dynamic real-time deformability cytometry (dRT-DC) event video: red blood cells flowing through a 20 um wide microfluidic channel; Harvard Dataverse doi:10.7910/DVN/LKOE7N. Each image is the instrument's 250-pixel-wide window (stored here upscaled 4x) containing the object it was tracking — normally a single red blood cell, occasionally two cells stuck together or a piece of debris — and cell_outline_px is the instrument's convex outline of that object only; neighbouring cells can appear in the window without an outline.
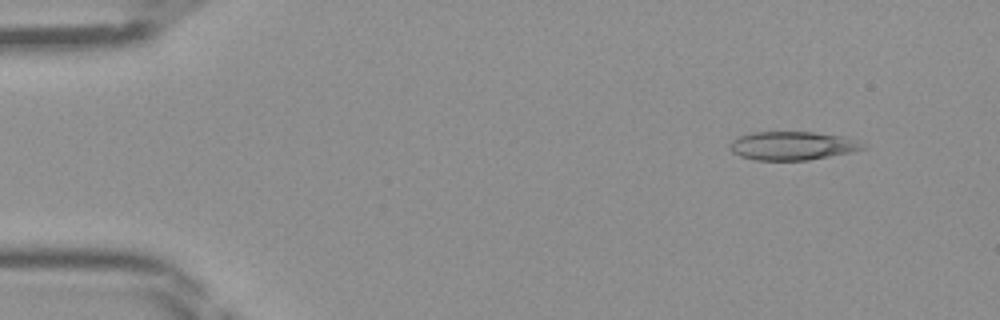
{"species": "Egyptian fruit bat (a non-hibernating species)", "species_latin": "Rousettus aegyptiacus", "temperature_condition": "room temperature", "stored_images_in_passage": 46, "camera_frame_rate_fps": 3000, "um_per_image_px": 0.085, "frame": {"image": 1, "passage_image": 5, "time_ms": 1.333, "image_size_px": [1000, 320], "cell_outline_px": [[868, 148], [852, 152], [808, 160], [752, 160], [740, 156], [732, 152], [732, 140], [740, 136], [752, 132], [812, 132], [844, 136], [868, 144]], "centroid_in_image_um": [67.43, 12.39], "position_along_channel_um": 17.6, "area_um2": 22.2}}
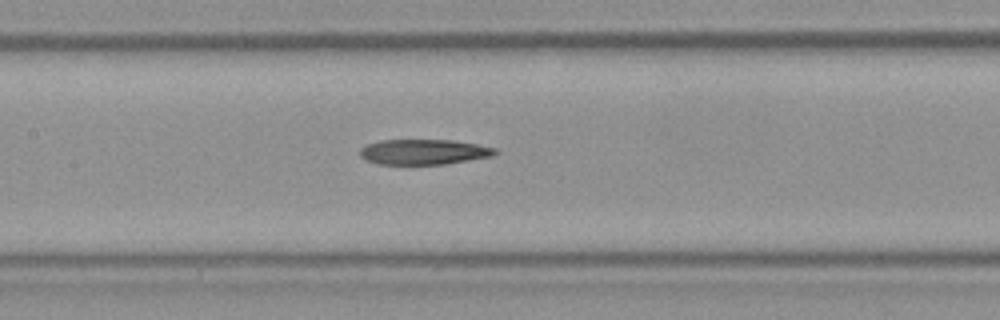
{"frame": {"image": 2, "passage_image": 22, "time_ms": 7.0, "image_size_px": [1000, 320], "cell_outline_px": [[500, 152], [492, 156], [444, 164], [380, 164], [364, 160], [360, 156], [360, 148], [368, 144], [380, 140], [452, 140], [476, 144], [496, 148]], "centroid_in_image_um": [36.01, 12.91], "position_along_channel_um": 171.4, "area_um2": 19.88}}
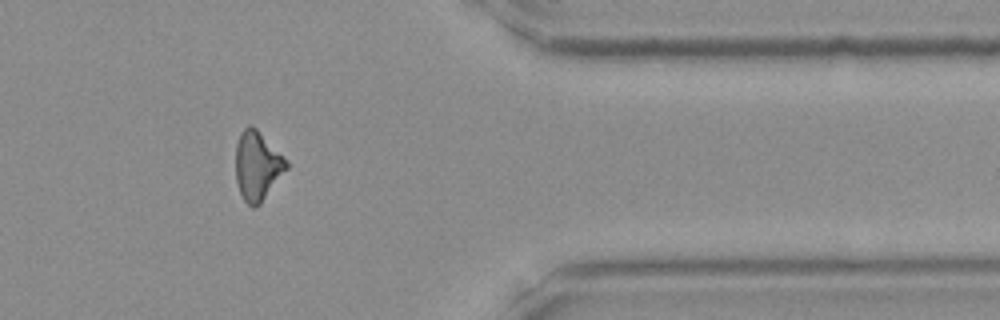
{"frame": {"image": 3, "passage_image": 38, "time_ms": 12.333, "image_size_px": [1000, 320], "cell_outline_px": [[288, 168], [260, 204], [256, 208], [252, 208], [244, 200], [240, 192], [236, 180], [236, 144], [240, 132], [248, 124], [252, 124], [256, 128], [288, 164]], "centroid_in_image_um": [21.84, 14.11], "position_along_channel_um": 389.6, "area_um2": 20.06}}